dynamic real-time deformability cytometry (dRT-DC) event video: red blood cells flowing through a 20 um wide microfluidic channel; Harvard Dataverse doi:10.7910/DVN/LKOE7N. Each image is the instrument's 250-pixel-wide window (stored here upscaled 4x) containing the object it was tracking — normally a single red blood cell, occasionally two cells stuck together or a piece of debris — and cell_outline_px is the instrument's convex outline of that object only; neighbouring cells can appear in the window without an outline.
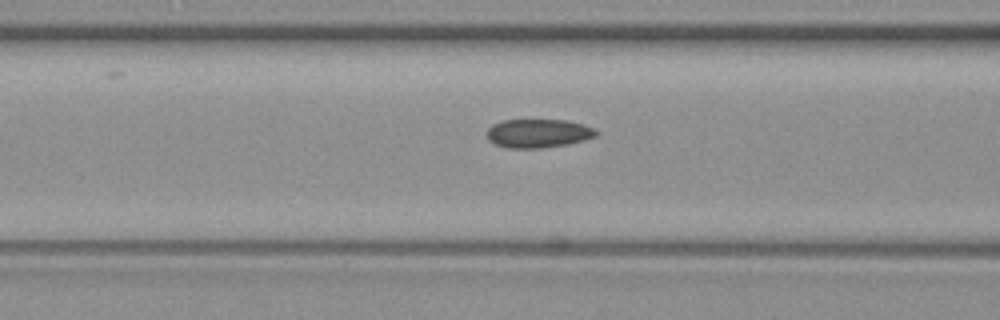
{"species": "common noctule bat (a hibernating species)", "species_latin": "Nyctalus noctula", "temperature_condition": "warm", "stored_images_in_passage": 19, "camera_frame_rate_fps": 3000, "um_per_image_px": 0.085, "animal": {"sex": "female", "body_mass_g": 19.3, "forearm_length_mm": 54.1}, "frame": {"image": 1, "passage_image": 17, "time_ms": 5.333, "image_size_px": [1000, 320], "cell_outline_px": [[596, 136], [584, 140], [568, 144], [540, 148], [508, 148], [496, 144], [488, 140], [484, 132], [492, 124], [504, 120], [568, 120], [584, 124], [592, 128], [596, 132]], "centroid_in_image_um": [45.7, 11.33], "position_along_channel_um": 120.9, "area_um2": 18.32}}